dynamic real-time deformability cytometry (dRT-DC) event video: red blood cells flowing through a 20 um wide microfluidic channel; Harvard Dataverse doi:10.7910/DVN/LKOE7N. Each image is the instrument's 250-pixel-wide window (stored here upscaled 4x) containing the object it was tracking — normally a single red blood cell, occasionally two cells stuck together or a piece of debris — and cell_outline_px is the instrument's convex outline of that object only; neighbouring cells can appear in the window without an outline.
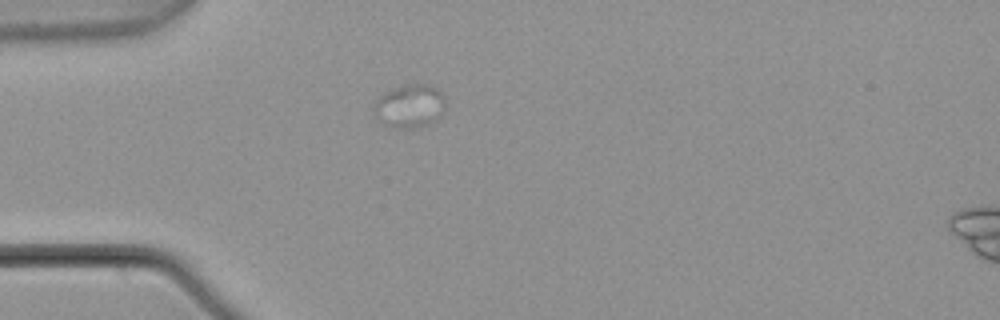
{"species": "common noctule bat (a hibernating species)", "species_latin": "Nyctalus noctula", "temperature_condition": "warm", "stored_images_in_passage": 1, "camera_frame_rate_fps": 3000, "um_per_image_px": 0.085, "animal": {"sex": "male", "body_mass_g": 21.5, "forearm_length_mm": 52.0}, "frame": {"image": 1, "passage_image": 1, "time_ms": 0.0, "image_size_px": [1000, 320], "cell_outline_px": [[444, 112], [436, 120], [412, 128], [408, 128], [384, 124], [372, 112], [372, 108], [376, 100], [384, 92], [404, 84], [428, 84], [440, 88], [444, 96]], "centroid_in_image_um": [34.84, 8.97], "position_along_channel_um": 50.2, "area_um2": 18.03}}